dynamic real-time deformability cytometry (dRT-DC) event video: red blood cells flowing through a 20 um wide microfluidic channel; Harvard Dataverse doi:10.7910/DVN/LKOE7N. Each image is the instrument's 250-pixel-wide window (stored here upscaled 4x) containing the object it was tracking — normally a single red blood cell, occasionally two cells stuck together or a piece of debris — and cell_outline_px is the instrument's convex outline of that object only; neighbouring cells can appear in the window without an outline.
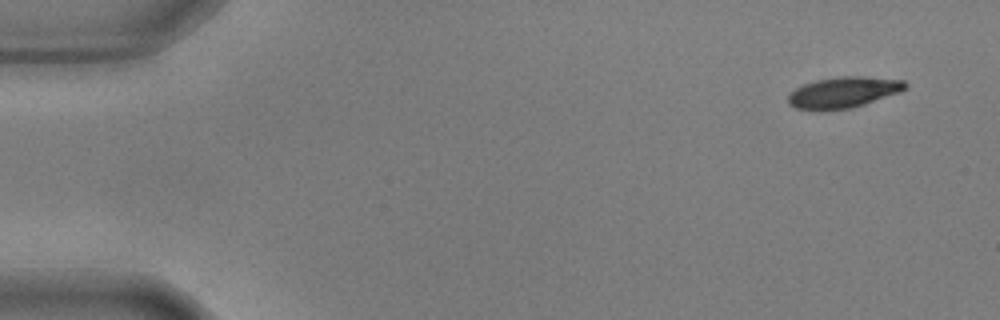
{"species": "common noctule bat (a hibernating species)", "species_latin": "Nyctalus noctula", "temperature_condition": "warm", "stored_images_in_passage": 54, "camera_frame_rate_fps": 3000, "um_per_image_px": 0.085, "animal": {"sex": "male", "body_mass_g": 17.9, "forearm_length_mm": 54.2}, "frame": {"image": 1, "passage_image": 1, "time_ms": 0.0, "image_size_px": [1000, 320], "cell_outline_px": [[908, 88], [900, 92], [852, 108], [820, 112], [796, 108], [788, 104], [788, 96], [796, 88], [804, 84], [816, 80], [836, 76], [860, 76], [904, 80], [908, 84]], "centroid_in_image_um": [71.68, 7.87], "position_along_channel_um": 13.3, "area_um2": 21.5}}
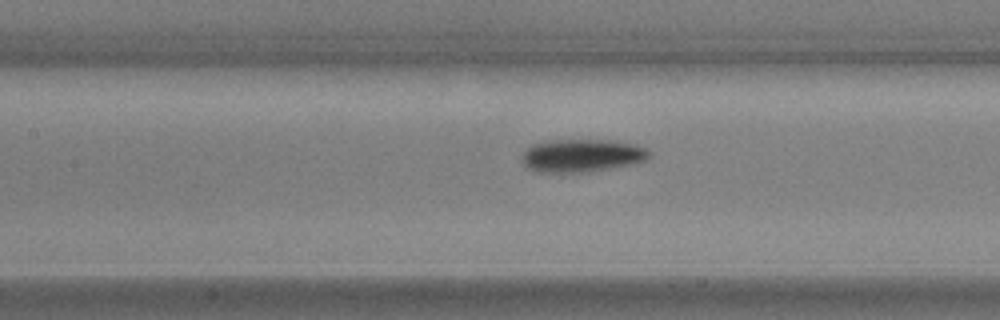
{"frame": {"image": 2, "passage_image": 23, "time_ms": 7.333, "image_size_px": [1000, 320], "cell_outline_px": [[652, 156], [648, 160], [632, 164], [588, 172], [536, 172], [528, 168], [524, 164], [520, 156], [532, 144], [544, 140], [612, 140], [636, 144], [652, 152]], "centroid_in_image_um": [49.48, 13.21], "position_along_channel_um": 157.9, "area_um2": 24.74}}
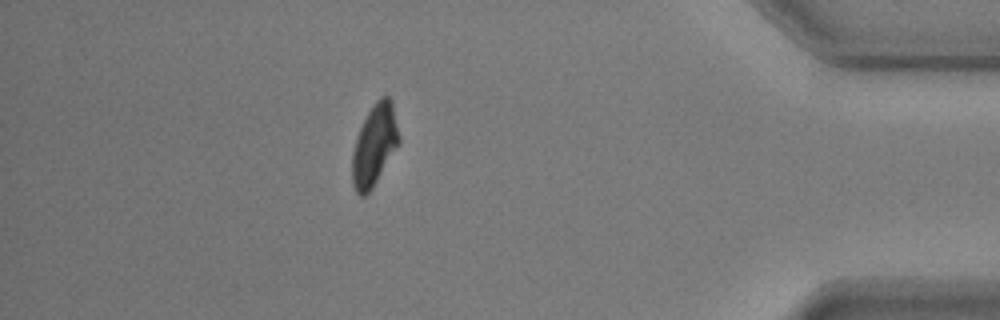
{"frame": {"image": 3, "passage_image": 47, "time_ms": 15.333, "image_size_px": [1000, 320], "cell_outline_px": [[400, 144], [372, 188], [364, 196], [360, 196], [356, 192], [352, 184], [352, 152], [356, 136], [368, 112], [376, 100], [380, 96], [388, 96], [392, 104], [400, 136]], "centroid_in_image_um": [31.83, 12.35], "position_along_channel_um": 403.4, "area_um2": 22.14}, "authors_computed_cell_mechanics": {"area_um2": 23.0333, "velocity_mm_per_s": 3.585, "shape_relaxation_time_tau1_ms": 3.3012, "shape_relaxation_time_tau2_ms": 4.7308, "deformation_change_tau1": 0.1738, "deformation_change_tau2": 0.0801}}